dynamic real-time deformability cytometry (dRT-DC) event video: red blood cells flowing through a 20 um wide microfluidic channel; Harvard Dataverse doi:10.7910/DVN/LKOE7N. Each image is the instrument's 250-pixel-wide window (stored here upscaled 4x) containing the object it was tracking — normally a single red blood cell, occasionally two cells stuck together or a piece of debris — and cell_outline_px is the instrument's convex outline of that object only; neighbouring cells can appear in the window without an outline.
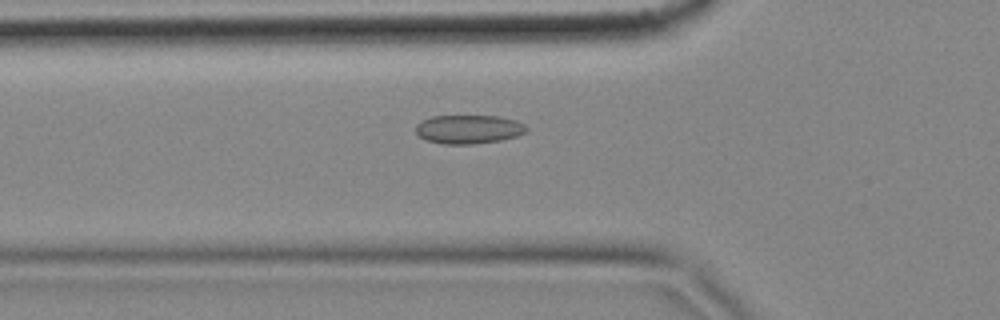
{"species": "common noctule bat (a hibernating species)", "species_latin": "Nyctalus noctula", "temperature_condition": "cold", "stored_images_in_passage": 57, "camera_frame_rate_fps": 3000, "um_per_image_px": 0.085, "animal": {"sex": "female", "body_mass_g": 18.4}, "frame": {"image": 1, "passage_image": 19, "time_ms": 6.0, "image_size_px": [1000, 320], "cell_outline_px": [[528, 132], [516, 136], [500, 140], [472, 144], [444, 144], [428, 140], [420, 136], [416, 132], [416, 124], [432, 116], [496, 116], [516, 120], [524, 124], [528, 128]], "centroid_in_image_um": [39.87, 10.98], "position_along_channel_um": 85.9, "area_um2": 18.44}}
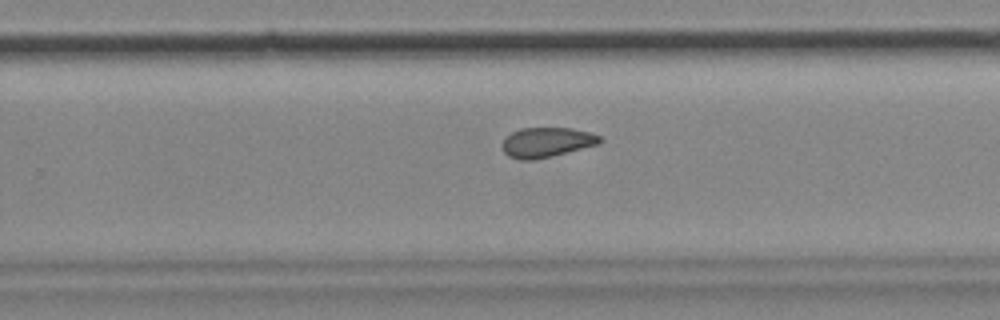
{"frame": {"image": 2, "passage_image": 36, "time_ms": 11.667, "image_size_px": [1000, 320], "cell_outline_px": [[604, 140], [600, 144], [552, 156], [532, 160], [520, 160], [508, 156], [504, 152], [500, 144], [504, 136], [520, 128], [572, 128], [588, 132], [600, 136]], "centroid_in_image_um": [46.44, 12.1], "position_along_channel_um": 283.4, "area_um2": 17.22}}
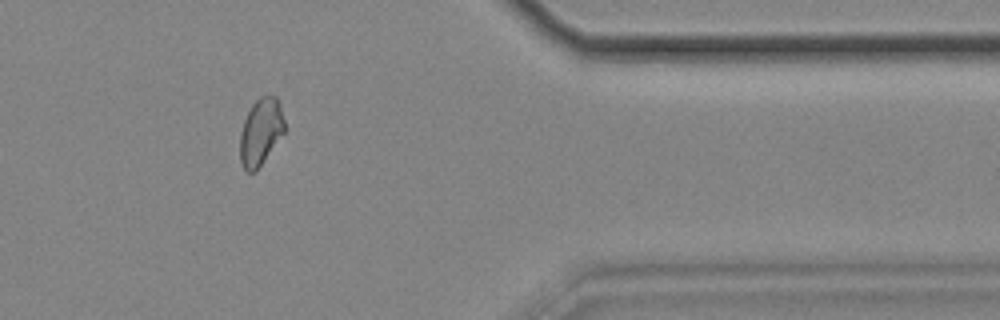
{"frame": {"image": 3, "passage_image": 47, "time_ms": 15.333, "image_size_px": [1000, 320], "cell_outline_px": [[284, 132], [256, 172], [248, 172], [244, 168], [240, 160], [240, 132], [244, 120], [252, 104], [260, 96], [268, 92], [276, 96], [280, 104], [284, 120]], "centroid_in_image_um": [22.16, 11.17], "position_along_channel_um": 389.2, "area_um2": 17.46}, "authors_computed_cell_mechanics": {"area_um2": 18.0336, "velocity_mm_per_s": 3.4886, "shape_relaxation_time_tau1_ms": null, "shape_relaxation_time_tau2_ms": 2.7409, "deformation_change_tau1": null, "deformation_change_tau2": 0.0692}}